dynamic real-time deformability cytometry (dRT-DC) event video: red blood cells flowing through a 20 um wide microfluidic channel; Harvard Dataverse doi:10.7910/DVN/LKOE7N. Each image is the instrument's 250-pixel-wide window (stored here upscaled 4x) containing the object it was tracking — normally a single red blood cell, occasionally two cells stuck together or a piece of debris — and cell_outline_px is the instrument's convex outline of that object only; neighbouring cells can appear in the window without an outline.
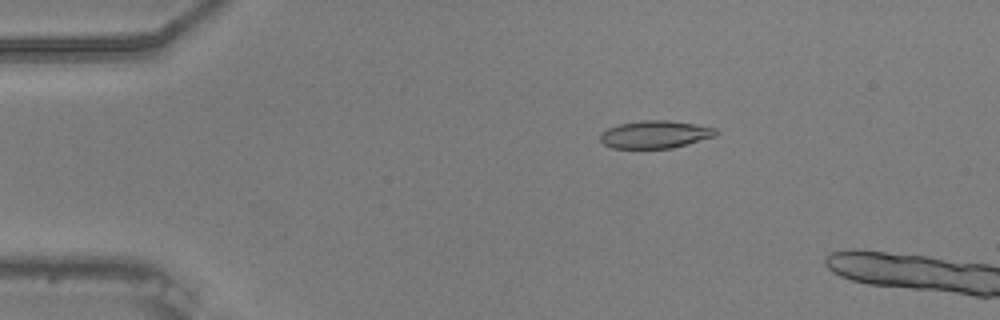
{"species": "common noctule bat (a hibernating species)", "species_latin": "Nyctalus noctula", "temperature_condition": "warm", "stored_images_in_passage": 14, "camera_frame_rate_fps": 3000, "um_per_image_px": 0.085, "animal": {"sex": "male", "body_mass_g": 20.5, "forearm_length_mm": 52.5}, "frame": {"image": 1, "passage_image": 10, "time_ms": 3.0, "image_size_px": [1000, 320], "cell_outline_px": [[720, 132], [716, 136], [672, 148], [612, 148], [604, 144], [600, 140], [600, 132], [608, 128], [620, 124], [640, 120], [668, 120], [696, 124], [716, 128]], "centroid_in_image_um": [55.7, 11.42], "position_along_channel_um": 29.3, "area_um2": 18.73}}